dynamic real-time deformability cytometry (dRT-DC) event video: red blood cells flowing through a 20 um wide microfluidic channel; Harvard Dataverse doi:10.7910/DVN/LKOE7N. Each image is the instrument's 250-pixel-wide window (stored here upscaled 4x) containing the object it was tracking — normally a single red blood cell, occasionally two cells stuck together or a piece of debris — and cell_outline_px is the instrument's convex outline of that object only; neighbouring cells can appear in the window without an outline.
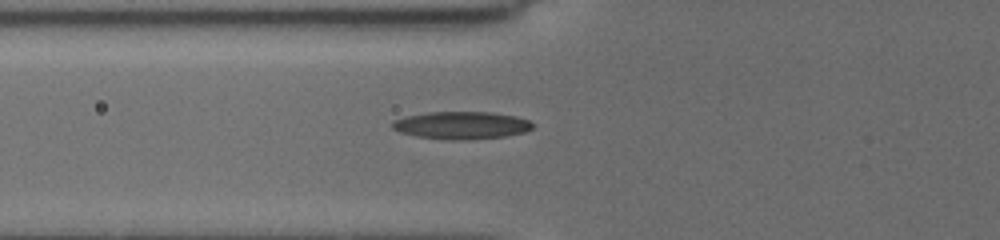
{"species": "common noctule bat (a hibernating species)", "species_latin": "Nyctalus noctula", "temperature_condition": "cold", "stored_images_in_passage": 31, "camera_frame_rate_fps": 3000, "um_per_image_px": 0.085, "animal": {"sex": "female", "body_mass_g": 19.5, "forearm_length_mm": 54.1}, "frame": {"image": 1, "passage_image": 4, "time_ms": 1.667, "image_size_px": [1000, 240], "cell_outline_px": [[536, 124], [532, 128], [524, 132], [504, 136], [468, 140], [452, 140], [416, 136], [400, 132], [392, 128], [392, 124], [396, 120], [408, 116], [432, 112], [492, 112], [516, 116], [528, 120]], "centroid_in_image_um": [39.28, 10.65], "position_along_channel_um": 86.5, "area_um2": 22.37}}
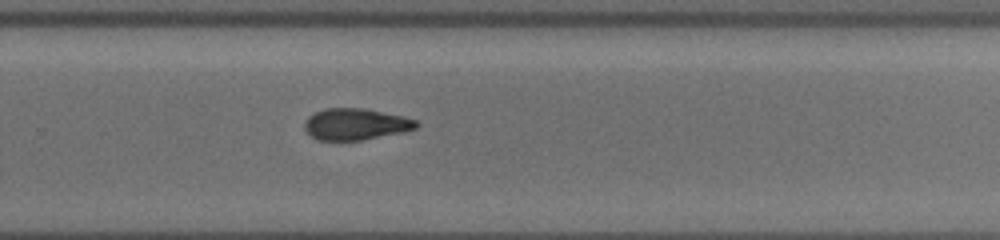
{"frame": {"image": 2, "passage_image": 15, "time_ms": 7.333, "image_size_px": [1000, 240], "cell_outline_px": [[420, 124], [416, 128], [404, 132], [364, 140], [316, 140], [304, 128], [304, 120], [308, 116], [324, 108], [364, 108], [404, 116], [416, 120]], "centroid_in_image_um": [30.24, 10.55], "position_along_channel_um": 299.6, "area_um2": 20.69}}
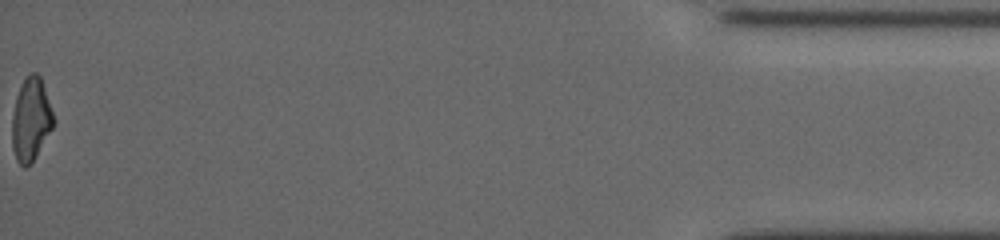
{"frame": {"image": 3, "passage_image": 31, "time_ms": 13.0, "image_size_px": [1000, 240], "cell_outline_px": [[56, 120], [52, 128], [32, 164], [24, 168], [16, 160], [12, 148], [12, 116], [16, 96], [24, 80], [32, 72], [36, 72], [40, 76]], "centroid_in_image_um": [2.63, 10.2], "position_along_channel_um": 432.6, "area_um2": 20.11}, "authors_computed_cell_mechanics": {"area_um2": 20.6346, "velocity_mm_per_s": 3.7732, "shape_relaxation_time_tau1_ms": 6.083, "shape_relaxation_time_tau2_ms": 4.0442, "deformation_change_tau1": 0.1708, "deformation_change_tau2": 0.1136}}